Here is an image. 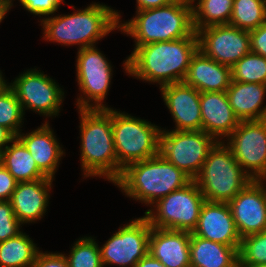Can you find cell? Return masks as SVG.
Here are the masks:
<instances>
[{
  "label": "cell",
  "instance_id": "obj_1",
  "mask_svg": "<svg viewBox=\"0 0 266 267\" xmlns=\"http://www.w3.org/2000/svg\"><path fill=\"white\" fill-rule=\"evenodd\" d=\"M199 49L197 32L173 41L138 46L124 62L126 73L161 86L183 82Z\"/></svg>",
  "mask_w": 266,
  "mask_h": 267
},
{
  "label": "cell",
  "instance_id": "obj_2",
  "mask_svg": "<svg viewBox=\"0 0 266 267\" xmlns=\"http://www.w3.org/2000/svg\"><path fill=\"white\" fill-rule=\"evenodd\" d=\"M192 179L174 164L157 154L152 158L127 165L114 182L127 196L146 204H155Z\"/></svg>",
  "mask_w": 266,
  "mask_h": 267
},
{
  "label": "cell",
  "instance_id": "obj_3",
  "mask_svg": "<svg viewBox=\"0 0 266 267\" xmlns=\"http://www.w3.org/2000/svg\"><path fill=\"white\" fill-rule=\"evenodd\" d=\"M81 165L85 177L117 180V157L112 130V109H79Z\"/></svg>",
  "mask_w": 266,
  "mask_h": 267
},
{
  "label": "cell",
  "instance_id": "obj_4",
  "mask_svg": "<svg viewBox=\"0 0 266 267\" xmlns=\"http://www.w3.org/2000/svg\"><path fill=\"white\" fill-rule=\"evenodd\" d=\"M194 1L176 0L163 7L137 10L135 18L121 23L118 28L134 37V50L148 43L189 37L195 32L192 14Z\"/></svg>",
  "mask_w": 266,
  "mask_h": 267
},
{
  "label": "cell",
  "instance_id": "obj_5",
  "mask_svg": "<svg viewBox=\"0 0 266 267\" xmlns=\"http://www.w3.org/2000/svg\"><path fill=\"white\" fill-rule=\"evenodd\" d=\"M120 15L110 7L91 4L70 15L42 20L44 39L64 45H80L79 49L92 47L98 39L118 29Z\"/></svg>",
  "mask_w": 266,
  "mask_h": 267
},
{
  "label": "cell",
  "instance_id": "obj_6",
  "mask_svg": "<svg viewBox=\"0 0 266 267\" xmlns=\"http://www.w3.org/2000/svg\"><path fill=\"white\" fill-rule=\"evenodd\" d=\"M194 181L206 201L229 203L252 180L231 150L218 141Z\"/></svg>",
  "mask_w": 266,
  "mask_h": 267
},
{
  "label": "cell",
  "instance_id": "obj_7",
  "mask_svg": "<svg viewBox=\"0 0 266 267\" xmlns=\"http://www.w3.org/2000/svg\"><path fill=\"white\" fill-rule=\"evenodd\" d=\"M112 130L117 179L127 165L159 154L161 129L158 126L112 109Z\"/></svg>",
  "mask_w": 266,
  "mask_h": 267
},
{
  "label": "cell",
  "instance_id": "obj_8",
  "mask_svg": "<svg viewBox=\"0 0 266 267\" xmlns=\"http://www.w3.org/2000/svg\"><path fill=\"white\" fill-rule=\"evenodd\" d=\"M205 201L199 186L192 180L185 187L159 199L155 203L157 213L149 209L145 217L151 227L192 233Z\"/></svg>",
  "mask_w": 266,
  "mask_h": 267
},
{
  "label": "cell",
  "instance_id": "obj_9",
  "mask_svg": "<svg viewBox=\"0 0 266 267\" xmlns=\"http://www.w3.org/2000/svg\"><path fill=\"white\" fill-rule=\"evenodd\" d=\"M217 142L203 130H161L159 154L194 180Z\"/></svg>",
  "mask_w": 266,
  "mask_h": 267
},
{
  "label": "cell",
  "instance_id": "obj_10",
  "mask_svg": "<svg viewBox=\"0 0 266 267\" xmlns=\"http://www.w3.org/2000/svg\"><path fill=\"white\" fill-rule=\"evenodd\" d=\"M228 137L227 147L243 171L251 180H266V119L240 121Z\"/></svg>",
  "mask_w": 266,
  "mask_h": 267
},
{
  "label": "cell",
  "instance_id": "obj_11",
  "mask_svg": "<svg viewBox=\"0 0 266 267\" xmlns=\"http://www.w3.org/2000/svg\"><path fill=\"white\" fill-rule=\"evenodd\" d=\"M95 46L78 50L77 81L79 89L87 99L79 97L78 109H107L101 101L105 99L112 76V67ZM94 101L96 105L89 104Z\"/></svg>",
  "mask_w": 266,
  "mask_h": 267
},
{
  "label": "cell",
  "instance_id": "obj_12",
  "mask_svg": "<svg viewBox=\"0 0 266 267\" xmlns=\"http://www.w3.org/2000/svg\"><path fill=\"white\" fill-rule=\"evenodd\" d=\"M151 228L145 216L119 228L100 248L103 266L117 264L121 267H135L148 254Z\"/></svg>",
  "mask_w": 266,
  "mask_h": 267
},
{
  "label": "cell",
  "instance_id": "obj_13",
  "mask_svg": "<svg viewBox=\"0 0 266 267\" xmlns=\"http://www.w3.org/2000/svg\"><path fill=\"white\" fill-rule=\"evenodd\" d=\"M199 50L216 62L232 67L251 52L249 31L229 24L211 25L197 31Z\"/></svg>",
  "mask_w": 266,
  "mask_h": 267
},
{
  "label": "cell",
  "instance_id": "obj_14",
  "mask_svg": "<svg viewBox=\"0 0 266 267\" xmlns=\"http://www.w3.org/2000/svg\"><path fill=\"white\" fill-rule=\"evenodd\" d=\"M22 109H32L45 116L59 113L64 98L62 89L50 77L36 69L27 71L9 85Z\"/></svg>",
  "mask_w": 266,
  "mask_h": 267
},
{
  "label": "cell",
  "instance_id": "obj_15",
  "mask_svg": "<svg viewBox=\"0 0 266 267\" xmlns=\"http://www.w3.org/2000/svg\"><path fill=\"white\" fill-rule=\"evenodd\" d=\"M263 180H252L228 204L239 236L266 230V188Z\"/></svg>",
  "mask_w": 266,
  "mask_h": 267
},
{
  "label": "cell",
  "instance_id": "obj_16",
  "mask_svg": "<svg viewBox=\"0 0 266 267\" xmlns=\"http://www.w3.org/2000/svg\"><path fill=\"white\" fill-rule=\"evenodd\" d=\"M165 104L171 112L176 131L202 130L200 92L184 82L160 86Z\"/></svg>",
  "mask_w": 266,
  "mask_h": 267
},
{
  "label": "cell",
  "instance_id": "obj_17",
  "mask_svg": "<svg viewBox=\"0 0 266 267\" xmlns=\"http://www.w3.org/2000/svg\"><path fill=\"white\" fill-rule=\"evenodd\" d=\"M192 234L228 246L241 243L228 203L205 201Z\"/></svg>",
  "mask_w": 266,
  "mask_h": 267
},
{
  "label": "cell",
  "instance_id": "obj_18",
  "mask_svg": "<svg viewBox=\"0 0 266 267\" xmlns=\"http://www.w3.org/2000/svg\"><path fill=\"white\" fill-rule=\"evenodd\" d=\"M148 253L166 267H190V232L152 227Z\"/></svg>",
  "mask_w": 266,
  "mask_h": 267
},
{
  "label": "cell",
  "instance_id": "obj_19",
  "mask_svg": "<svg viewBox=\"0 0 266 267\" xmlns=\"http://www.w3.org/2000/svg\"><path fill=\"white\" fill-rule=\"evenodd\" d=\"M200 106L202 130L216 140L219 136L228 137L240 123L226 92H201Z\"/></svg>",
  "mask_w": 266,
  "mask_h": 267
},
{
  "label": "cell",
  "instance_id": "obj_20",
  "mask_svg": "<svg viewBox=\"0 0 266 267\" xmlns=\"http://www.w3.org/2000/svg\"><path fill=\"white\" fill-rule=\"evenodd\" d=\"M52 178L17 182L10 203L17 220L23 224L42 218L48 206ZM49 189V190H48Z\"/></svg>",
  "mask_w": 266,
  "mask_h": 267
},
{
  "label": "cell",
  "instance_id": "obj_21",
  "mask_svg": "<svg viewBox=\"0 0 266 267\" xmlns=\"http://www.w3.org/2000/svg\"><path fill=\"white\" fill-rule=\"evenodd\" d=\"M232 80L231 67L207 57L199 49L193 55L184 79L186 85L201 92H226Z\"/></svg>",
  "mask_w": 266,
  "mask_h": 267
},
{
  "label": "cell",
  "instance_id": "obj_22",
  "mask_svg": "<svg viewBox=\"0 0 266 267\" xmlns=\"http://www.w3.org/2000/svg\"><path fill=\"white\" fill-rule=\"evenodd\" d=\"M16 137L29 151L37 167L47 177L53 179L59 160L64 153L48 123L46 122L29 134L19 133Z\"/></svg>",
  "mask_w": 266,
  "mask_h": 267
},
{
  "label": "cell",
  "instance_id": "obj_23",
  "mask_svg": "<svg viewBox=\"0 0 266 267\" xmlns=\"http://www.w3.org/2000/svg\"><path fill=\"white\" fill-rule=\"evenodd\" d=\"M226 93L229 104L240 121L266 119V106L261 109L266 84L231 80Z\"/></svg>",
  "mask_w": 266,
  "mask_h": 267
},
{
  "label": "cell",
  "instance_id": "obj_24",
  "mask_svg": "<svg viewBox=\"0 0 266 267\" xmlns=\"http://www.w3.org/2000/svg\"><path fill=\"white\" fill-rule=\"evenodd\" d=\"M239 247L190 233V267H239Z\"/></svg>",
  "mask_w": 266,
  "mask_h": 267
},
{
  "label": "cell",
  "instance_id": "obj_25",
  "mask_svg": "<svg viewBox=\"0 0 266 267\" xmlns=\"http://www.w3.org/2000/svg\"><path fill=\"white\" fill-rule=\"evenodd\" d=\"M13 144L2 151V165L17 182L48 178L38 167L24 144L15 137Z\"/></svg>",
  "mask_w": 266,
  "mask_h": 267
},
{
  "label": "cell",
  "instance_id": "obj_26",
  "mask_svg": "<svg viewBox=\"0 0 266 267\" xmlns=\"http://www.w3.org/2000/svg\"><path fill=\"white\" fill-rule=\"evenodd\" d=\"M33 241L21 232L16 237L0 242V267H31L39 250Z\"/></svg>",
  "mask_w": 266,
  "mask_h": 267
},
{
  "label": "cell",
  "instance_id": "obj_27",
  "mask_svg": "<svg viewBox=\"0 0 266 267\" xmlns=\"http://www.w3.org/2000/svg\"><path fill=\"white\" fill-rule=\"evenodd\" d=\"M232 9L233 0H198L197 5H192L194 30L229 24Z\"/></svg>",
  "mask_w": 266,
  "mask_h": 267
},
{
  "label": "cell",
  "instance_id": "obj_28",
  "mask_svg": "<svg viewBox=\"0 0 266 267\" xmlns=\"http://www.w3.org/2000/svg\"><path fill=\"white\" fill-rule=\"evenodd\" d=\"M266 21V0H233L229 25L253 31Z\"/></svg>",
  "mask_w": 266,
  "mask_h": 267
},
{
  "label": "cell",
  "instance_id": "obj_29",
  "mask_svg": "<svg viewBox=\"0 0 266 267\" xmlns=\"http://www.w3.org/2000/svg\"><path fill=\"white\" fill-rule=\"evenodd\" d=\"M233 81L266 84V58L249 52L231 67Z\"/></svg>",
  "mask_w": 266,
  "mask_h": 267
},
{
  "label": "cell",
  "instance_id": "obj_30",
  "mask_svg": "<svg viewBox=\"0 0 266 267\" xmlns=\"http://www.w3.org/2000/svg\"><path fill=\"white\" fill-rule=\"evenodd\" d=\"M238 255L239 267H258L266 264V230L242 237Z\"/></svg>",
  "mask_w": 266,
  "mask_h": 267
},
{
  "label": "cell",
  "instance_id": "obj_31",
  "mask_svg": "<svg viewBox=\"0 0 266 267\" xmlns=\"http://www.w3.org/2000/svg\"><path fill=\"white\" fill-rule=\"evenodd\" d=\"M23 109L13 90L8 86L0 92V126L8 129L15 137L23 120Z\"/></svg>",
  "mask_w": 266,
  "mask_h": 267
},
{
  "label": "cell",
  "instance_id": "obj_32",
  "mask_svg": "<svg viewBox=\"0 0 266 267\" xmlns=\"http://www.w3.org/2000/svg\"><path fill=\"white\" fill-rule=\"evenodd\" d=\"M70 252L69 256H65L68 267H104L100 247L91 237L78 239Z\"/></svg>",
  "mask_w": 266,
  "mask_h": 267
},
{
  "label": "cell",
  "instance_id": "obj_33",
  "mask_svg": "<svg viewBox=\"0 0 266 267\" xmlns=\"http://www.w3.org/2000/svg\"><path fill=\"white\" fill-rule=\"evenodd\" d=\"M21 223L14 215V210L9 200L0 201V242L16 237L21 231Z\"/></svg>",
  "mask_w": 266,
  "mask_h": 267
},
{
  "label": "cell",
  "instance_id": "obj_34",
  "mask_svg": "<svg viewBox=\"0 0 266 267\" xmlns=\"http://www.w3.org/2000/svg\"><path fill=\"white\" fill-rule=\"evenodd\" d=\"M63 0H20L28 12L35 15H51L56 12Z\"/></svg>",
  "mask_w": 266,
  "mask_h": 267
},
{
  "label": "cell",
  "instance_id": "obj_35",
  "mask_svg": "<svg viewBox=\"0 0 266 267\" xmlns=\"http://www.w3.org/2000/svg\"><path fill=\"white\" fill-rule=\"evenodd\" d=\"M251 52L266 58V21L249 32Z\"/></svg>",
  "mask_w": 266,
  "mask_h": 267
},
{
  "label": "cell",
  "instance_id": "obj_36",
  "mask_svg": "<svg viewBox=\"0 0 266 267\" xmlns=\"http://www.w3.org/2000/svg\"><path fill=\"white\" fill-rule=\"evenodd\" d=\"M31 267H68L64 254L39 252Z\"/></svg>",
  "mask_w": 266,
  "mask_h": 267
},
{
  "label": "cell",
  "instance_id": "obj_37",
  "mask_svg": "<svg viewBox=\"0 0 266 267\" xmlns=\"http://www.w3.org/2000/svg\"><path fill=\"white\" fill-rule=\"evenodd\" d=\"M17 185V181L8 172V170L0 165V201L10 200L13 191Z\"/></svg>",
  "mask_w": 266,
  "mask_h": 267
},
{
  "label": "cell",
  "instance_id": "obj_38",
  "mask_svg": "<svg viewBox=\"0 0 266 267\" xmlns=\"http://www.w3.org/2000/svg\"><path fill=\"white\" fill-rule=\"evenodd\" d=\"M137 10H145L157 7H163L173 3L176 0H136Z\"/></svg>",
  "mask_w": 266,
  "mask_h": 267
},
{
  "label": "cell",
  "instance_id": "obj_39",
  "mask_svg": "<svg viewBox=\"0 0 266 267\" xmlns=\"http://www.w3.org/2000/svg\"><path fill=\"white\" fill-rule=\"evenodd\" d=\"M135 267H166L158 259L152 257L149 253L140 259Z\"/></svg>",
  "mask_w": 266,
  "mask_h": 267
},
{
  "label": "cell",
  "instance_id": "obj_40",
  "mask_svg": "<svg viewBox=\"0 0 266 267\" xmlns=\"http://www.w3.org/2000/svg\"><path fill=\"white\" fill-rule=\"evenodd\" d=\"M14 138L15 136L8 129H6L3 126H0V150L1 151H3L7 147V143L12 142Z\"/></svg>",
  "mask_w": 266,
  "mask_h": 267
},
{
  "label": "cell",
  "instance_id": "obj_41",
  "mask_svg": "<svg viewBox=\"0 0 266 267\" xmlns=\"http://www.w3.org/2000/svg\"><path fill=\"white\" fill-rule=\"evenodd\" d=\"M11 2L12 0H0V22L5 17L7 11L13 5Z\"/></svg>",
  "mask_w": 266,
  "mask_h": 267
},
{
  "label": "cell",
  "instance_id": "obj_42",
  "mask_svg": "<svg viewBox=\"0 0 266 267\" xmlns=\"http://www.w3.org/2000/svg\"><path fill=\"white\" fill-rule=\"evenodd\" d=\"M9 85L6 84V81L2 78V74L0 71V92H2Z\"/></svg>",
  "mask_w": 266,
  "mask_h": 267
},
{
  "label": "cell",
  "instance_id": "obj_43",
  "mask_svg": "<svg viewBox=\"0 0 266 267\" xmlns=\"http://www.w3.org/2000/svg\"><path fill=\"white\" fill-rule=\"evenodd\" d=\"M2 164V151L0 150V165Z\"/></svg>",
  "mask_w": 266,
  "mask_h": 267
}]
</instances>
